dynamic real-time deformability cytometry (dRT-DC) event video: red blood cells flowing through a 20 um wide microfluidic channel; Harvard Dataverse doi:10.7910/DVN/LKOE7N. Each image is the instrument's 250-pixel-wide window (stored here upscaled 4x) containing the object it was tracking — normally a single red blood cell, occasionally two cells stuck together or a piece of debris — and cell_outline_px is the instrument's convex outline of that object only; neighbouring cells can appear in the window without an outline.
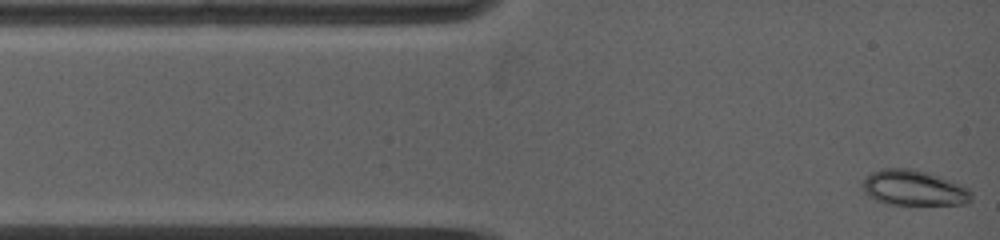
{"species": "common noctule bat (a hibernating species)", "species_latin": "Nyctalus noctula", "temperature_condition": "warm", "stored_images_in_passage": 22, "camera_frame_rate_fps": 5000, "um_per_image_px": 0.085, "animal": {"sex": "female", "body_mass_g": 19.0, "forearm_length_mm": 53.3}, "frame": {"image": 1, "passage_image": 1, "time_ms": 0.0, "image_size_px": [1000, 240], "cell_outline_px": [[972, 200], [964, 204], [888, 204], [876, 200], [864, 192], [860, 184], [872, 172], [880, 168], [916, 168], [956, 180], [968, 188], [972, 192]], "centroid_in_image_um": [77.72, 15.94], "position_along_channel_um": 7.3, "area_um2": 22.95}}